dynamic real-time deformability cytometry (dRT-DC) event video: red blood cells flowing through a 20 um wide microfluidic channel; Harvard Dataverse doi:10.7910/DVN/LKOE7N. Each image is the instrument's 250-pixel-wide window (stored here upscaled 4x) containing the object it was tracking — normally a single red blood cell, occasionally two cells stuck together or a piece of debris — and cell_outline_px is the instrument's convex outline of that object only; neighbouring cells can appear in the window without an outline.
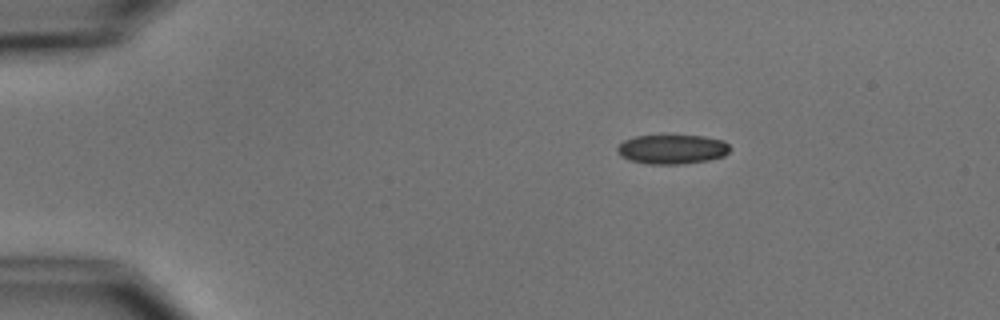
{"species": "common noctule bat (a hibernating species)", "species_latin": "Nyctalus noctula", "temperature_condition": "cold", "stored_images_in_passage": 2, "camera_frame_rate_fps": 3000, "um_per_image_px": 0.085, "animal": {"sex": "male", "body_mass_g": 15.6}, "frame": {"image": 1, "passage_image": 1, "time_ms": 0.0, "image_size_px": [1000, 320], "cell_outline_px": [[732, 148], [724, 156], [708, 160], [680, 164], [648, 164], [628, 160], [620, 156], [616, 148], [624, 140], [636, 136], [704, 136], [724, 140]], "centroid_in_image_um": [57.14, 12.69], "position_along_channel_um": 27.9, "area_um2": 19.31}}